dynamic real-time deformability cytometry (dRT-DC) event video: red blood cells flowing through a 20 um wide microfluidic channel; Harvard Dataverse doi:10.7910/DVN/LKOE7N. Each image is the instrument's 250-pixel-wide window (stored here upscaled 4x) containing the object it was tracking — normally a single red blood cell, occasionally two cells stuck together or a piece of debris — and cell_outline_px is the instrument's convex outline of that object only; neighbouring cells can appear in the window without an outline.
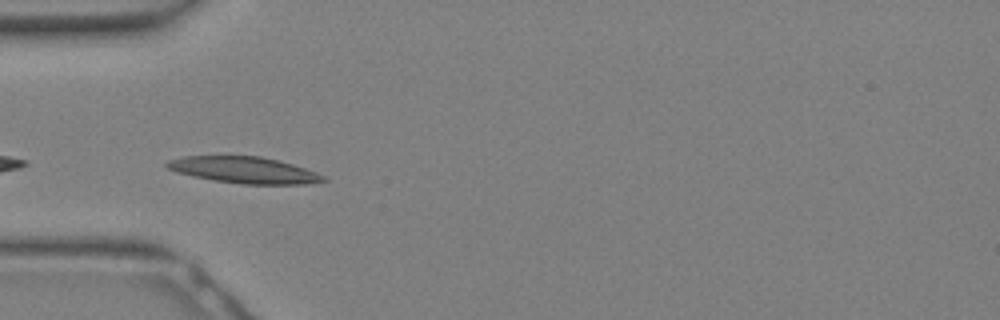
{"species": "Egyptian fruit bat (a non-hibernating species)", "species_latin": "Rousettus aegyptiacus", "temperature_condition": "warm", "stored_images_in_passage": 12, "camera_frame_rate_fps": 3000, "um_per_image_px": 0.085, "animal": {"sex": "female"}, "frame": {"image": 1, "passage_image": 9, "time_ms": 2.667, "image_size_px": [1000, 320], "cell_outline_px": [[328, 180], [304, 184], [244, 184], [216, 180], [192, 176], [176, 172], [168, 168], [164, 164], [168, 160], [184, 156], [260, 156], [280, 160], [316, 172], [324, 176]], "centroid_in_image_um": [20.74, 14.44], "position_along_channel_um": 64.3, "area_um2": 23.93}}